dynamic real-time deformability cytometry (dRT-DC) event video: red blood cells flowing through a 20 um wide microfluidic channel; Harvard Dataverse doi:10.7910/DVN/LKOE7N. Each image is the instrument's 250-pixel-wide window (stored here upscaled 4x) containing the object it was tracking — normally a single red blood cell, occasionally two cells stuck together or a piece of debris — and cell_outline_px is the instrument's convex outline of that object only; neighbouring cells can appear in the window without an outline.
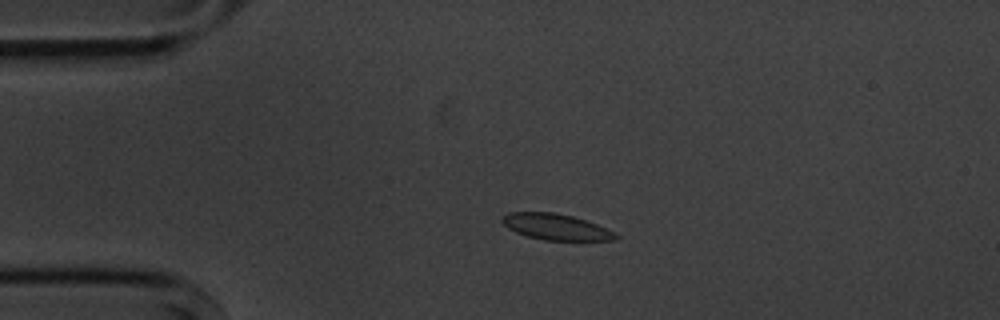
{"species": "common noctule bat (a hibernating species)", "species_latin": "Nyctalus noctula", "temperature_condition": "cold", "stored_images_in_passage": 3, "camera_frame_rate_fps": 3000, "um_per_image_px": 0.085, "animal": {"sex": "male", "body_mass_g": 20.1, "forearm_length_mm": 53.5}, "frame": {"image": 1, "passage_image": 2, "time_ms": 1.333, "image_size_px": [1000, 320], "cell_outline_px": [[620, 236], [616, 240], [544, 240], [528, 236], [516, 232], [508, 228], [500, 220], [500, 216], [508, 212], [552, 212], [572, 216], [596, 224]], "centroid_in_image_um": [47.19, 19.28], "position_along_channel_um": 37.8, "area_um2": 17.05}}